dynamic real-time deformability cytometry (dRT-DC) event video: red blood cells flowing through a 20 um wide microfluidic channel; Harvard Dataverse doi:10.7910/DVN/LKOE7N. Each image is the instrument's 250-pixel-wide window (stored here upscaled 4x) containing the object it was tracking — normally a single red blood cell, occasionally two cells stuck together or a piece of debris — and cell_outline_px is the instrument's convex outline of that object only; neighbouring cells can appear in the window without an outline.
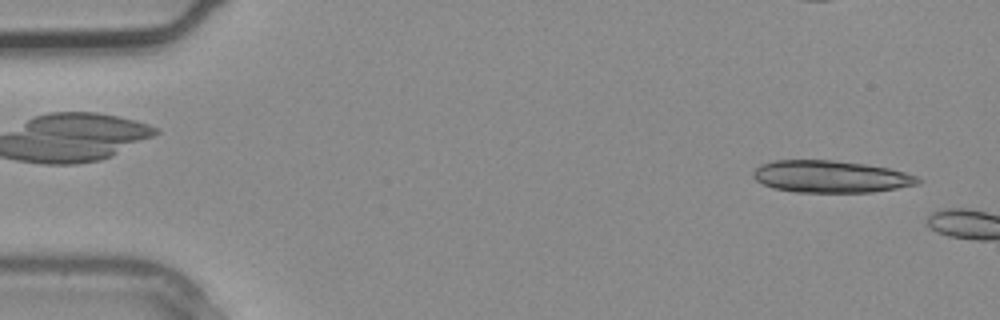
{"species": "common noctule bat (a hibernating species)", "species_latin": "Nyctalus noctula", "temperature_condition": "warm", "stored_images_in_passage": 4, "camera_frame_rate_fps": 3000, "um_per_image_px": 0.085, "animal": {"sex": "male", "body_mass_g": 20.4}, "frame": {"image": 1, "passage_image": 4, "time_ms": 1.0, "image_size_px": [1000, 320], "cell_outline_px": [[924, 180], [920, 184], [872, 192], [796, 192], [772, 188], [756, 180], [752, 176], [752, 172], [760, 164], [776, 160], [832, 160], [864, 164], [888, 168], [904, 172], [916, 176]], "centroid_in_image_um": [70.61, 15.01], "position_along_channel_um": 14.4, "area_um2": 30.81}}